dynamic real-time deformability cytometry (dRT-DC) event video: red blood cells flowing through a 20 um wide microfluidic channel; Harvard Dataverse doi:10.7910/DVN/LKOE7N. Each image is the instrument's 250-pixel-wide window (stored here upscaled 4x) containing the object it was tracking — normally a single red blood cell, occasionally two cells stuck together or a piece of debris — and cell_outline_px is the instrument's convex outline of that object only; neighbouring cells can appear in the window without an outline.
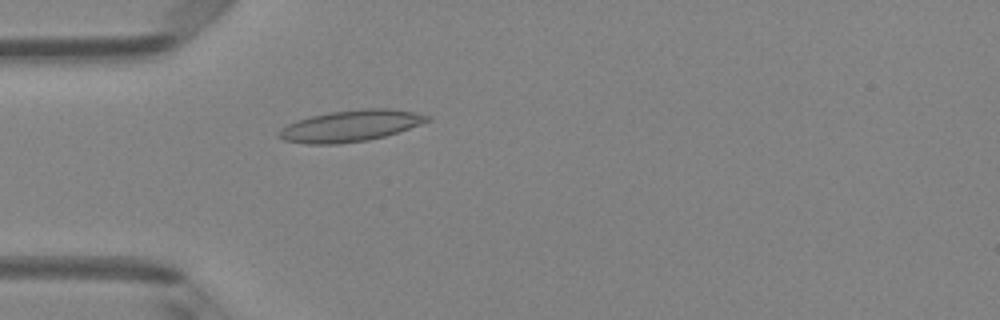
{"species": "Egyptian fruit bat (a non-hibernating species)", "species_latin": "Rousettus aegyptiacus", "temperature_condition": "room temperature", "stored_images_in_passage": 5, "camera_frame_rate_fps": 3000, "um_per_image_px": 0.085, "animal": {"sex": "female"}, "frame": {"image": 1, "passage_image": 5, "time_ms": 4.667, "image_size_px": [1000, 320], "cell_outline_px": [[432, 120], [384, 136], [368, 140], [340, 144], [308, 144], [284, 140], [276, 136], [276, 132], [280, 128], [296, 120], [328, 112], [364, 108], [388, 108], [412, 112], [432, 116]], "centroid_in_image_um": [29.75, 10.7], "position_along_channel_um": 55.2, "area_um2": 27.17}}